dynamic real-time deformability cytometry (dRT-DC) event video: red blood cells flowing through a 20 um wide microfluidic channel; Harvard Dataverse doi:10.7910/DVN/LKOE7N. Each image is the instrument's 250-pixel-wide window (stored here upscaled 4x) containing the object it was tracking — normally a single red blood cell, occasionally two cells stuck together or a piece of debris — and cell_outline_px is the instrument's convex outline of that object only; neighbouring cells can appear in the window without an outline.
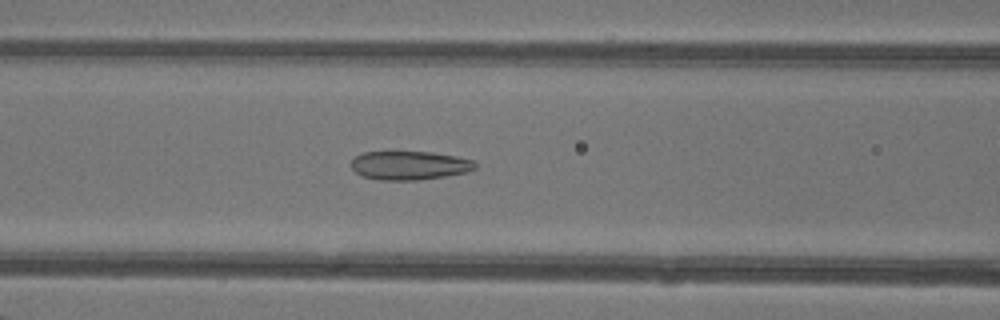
{"species": "common noctule bat (a hibernating species)", "species_latin": "Nyctalus noctula", "temperature_condition": "warm", "stored_images_in_passage": 48, "camera_frame_rate_fps": 3000, "um_per_image_px": 0.085, "animal": {"sex": "female"}, "frame": {"image": 1, "passage_image": 21, "time_ms": 6.667, "image_size_px": [1000, 320], "cell_outline_px": [[476, 168], [464, 172], [444, 176], [416, 180], [380, 180], [360, 176], [352, 168], [352, 160], [356, 156], [364, 152], [432, 152], [456, 156], [472, 160], [476, 164]], "centroid_in_image_um": [34.78, 14.06], "position_along_channel_um": 131.8, "area_um2": 20.58}}
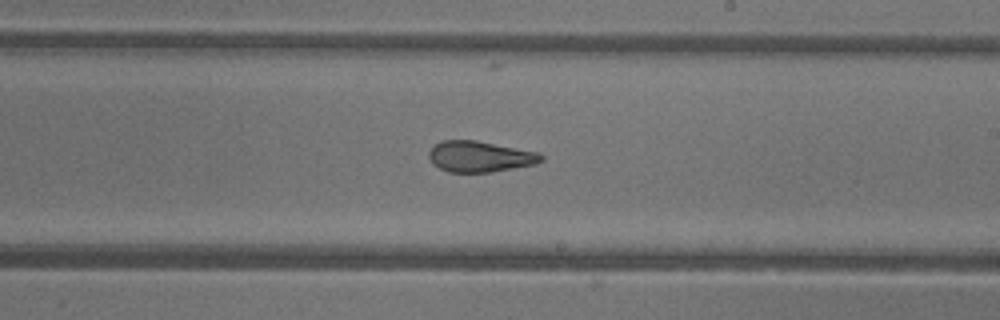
{"frame": {"image": 2, "passage_image": 29, "time_ms": 9.333, "image_size_px": [1000, 320], "cell_outline_px": [[544, 160], [536, 164], [492, 172], [448, 172], [432, 164], [428, 156], [428, 152], [440, 140], [476, 140], [540, 152], [544, 156]], "centroid_in_image_um": [40.81, 13.3], "position_along_channel_um": 248.2, "area_um2": 20.46}}
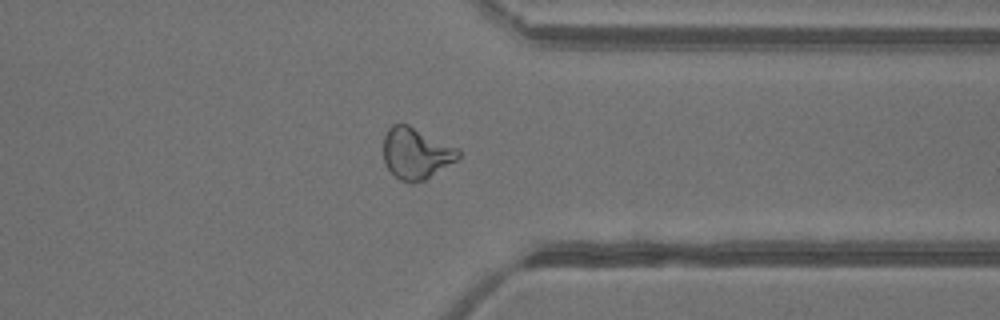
{"frame": {"image": 3, "passage_image": 38, "time_ms": 12.333, "image_size_px": [1000, 320], "cell_outline_px": [[460, 156], [456, 160], [424, 180], [412, 184], [400, 180], [384, 164], [384, 136], [388, 128], [392, 124], [408, 124], [460, 148]], "centroid_in_image_um": [35.37, 13.02], "position_along_channel_um": 376.0, "area_um2": 22.43}, "authors_computed_cell_mechanics": {"area_um2": 23.6691, "velocity_mm_per_s": 4.3755, "shape_relaxation_time_tau1_ms": null, "shape_relaxation_time_tau2_ms": 1.1566, "deformation_change_tau1": null, "deformation_change_tau2": 0.0883}}